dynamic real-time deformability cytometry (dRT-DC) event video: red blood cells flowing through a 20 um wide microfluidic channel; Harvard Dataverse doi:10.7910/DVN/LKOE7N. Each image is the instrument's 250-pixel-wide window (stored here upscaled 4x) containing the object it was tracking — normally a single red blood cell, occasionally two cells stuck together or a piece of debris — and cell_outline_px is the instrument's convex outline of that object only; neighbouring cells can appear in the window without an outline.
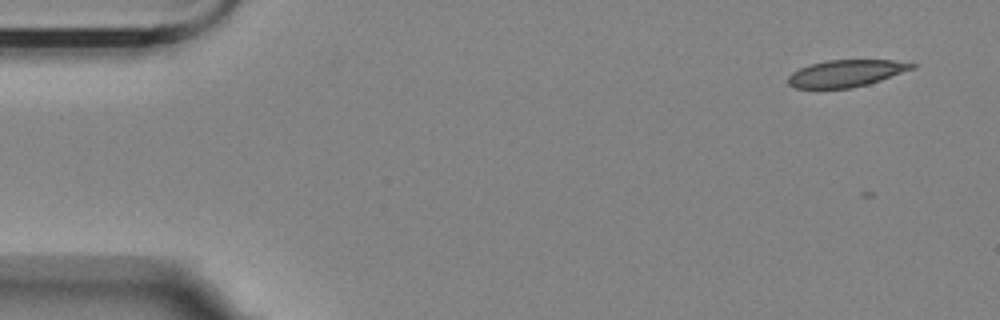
{"species": "Egyptian fruit bat (a non-hibernating species)", "species_latin": "Rousettus aegyptiacus", "temperature_condition": "room temperature", "stored_images_in_passage": 44, "camera_frame_rate_fps": 3000, "um_per_image_px": 0.085, "animal": {"sex": "female"}, "frame": {"image": 1, "passage_image": 3, "time_ms": 0.667, "image_size_px": [1000, 320], "cell_outline_px": [[916, 68], [868, 84], [852, 88], [796, 88], [788, 84], [788, 76], [792, 72], [800, 68], [812, 64], [828, 60], [892, 60], [916, 64]], "centroid_in_image_um": [71.92, 6.23], "position_along_channel_um": 13.1, "area_um2": 19.31}}
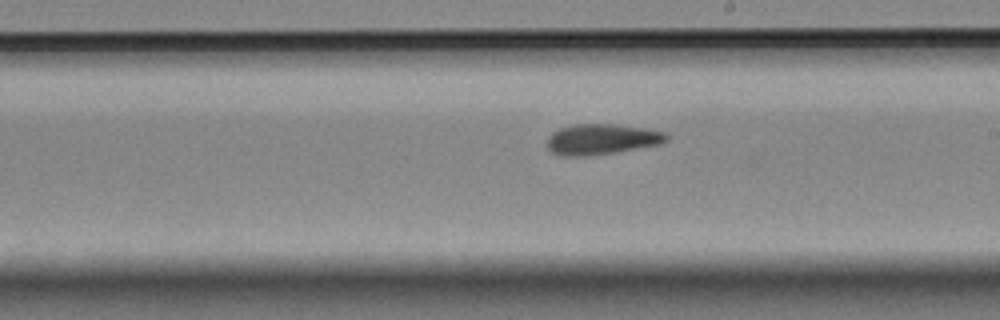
{"frame": {"image": 2, "passage_image": 31, "time_ms": 10.0, "image_size_px": [1000, 320], "cell_outline_px": [[668, 140], [660, 144], [616, 152], [584, 156], [560, 156], [552, 152], [548, 148], [548, 136], [552, 132], [560, 128], [576, 124], [616, 124], [644, 128], [664, 132], [668, 136]], "centroid_in_image_um": [51.13, 11.83], "position_along_channel_um": 237.9, "area_um2": 21.21}}
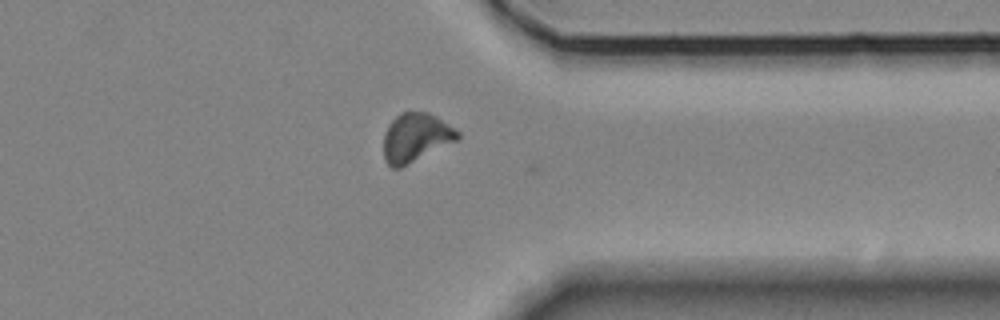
{"frame": {"image": 3, "passage_image": 43, "time_ms": 14.0, "image_size_px": [1000, 320], "cell_outline_px": [[460, 140], [400, 168], [392, 168], [384, 160], [384, 132], [388, 124], [400, 112], [428, 112], [436, 116], [456, 128], [460, 132]], "centroid_in_image_um": [35.37, 11.69], "position_along_channel_um": 376.0, "area_um2": 21.39}}